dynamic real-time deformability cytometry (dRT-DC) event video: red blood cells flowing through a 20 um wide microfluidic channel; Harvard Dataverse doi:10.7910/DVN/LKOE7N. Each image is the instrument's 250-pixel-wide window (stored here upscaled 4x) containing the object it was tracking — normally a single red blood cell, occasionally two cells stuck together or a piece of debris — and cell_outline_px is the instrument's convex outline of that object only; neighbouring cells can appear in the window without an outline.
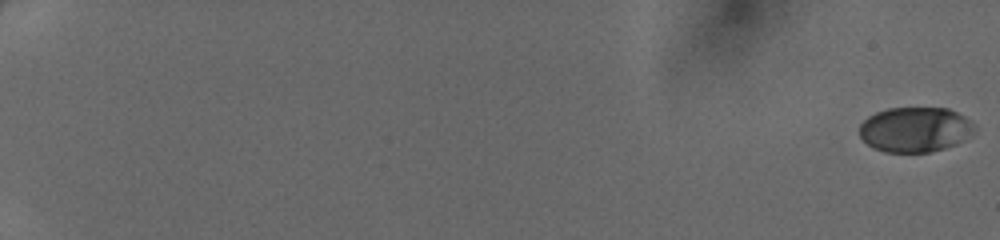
{"species": "human", "species_latin": "Homo sapiens", "temperature_condition": "cold", "stored_images_in_passage": 49, "camera_frame_rate_fps": 3000, "um_per_image_px": 0.085, "donor": {"sex": "female"}, "frame": {"image": 1, "passage_image": 1, "time_ms": 0.0, "image_size_px": [1000, 240], "cell_outline_px": [[976, 128], [964, 140], [956, 144], [932, 152], [884, 152], [872, 148], [860, 136], [860, 124], [868, 116], [876, 112], [888, 108], [948, 108], [964, 116], [976, 124]], "centroid_in_image_um": [77.79, 11.01], "position_along_channel_um": 7.2, "area_um2": 30.29}}
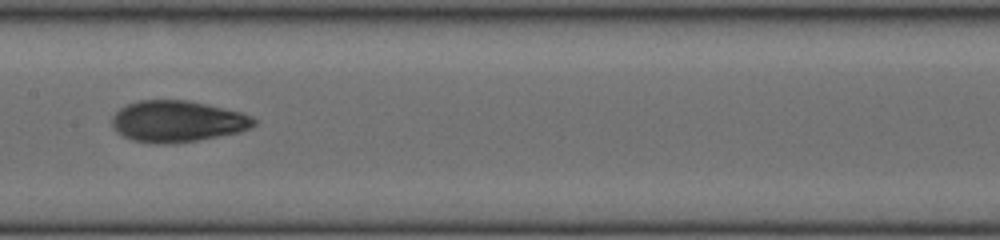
{"frame": {"image": 2, "passage_image": 30, "time_ms": 9.667, "image_size_px": [1000, 240], "cell_outline_px": [[260, 120], [256, 124], [240, 132], [196, 140], [172, 144], [160, 144], [132, 140], [116, 132], [112, 128], [112, 116], [120, 108], [128, 104], [140, 100], [188, 100], [208, 104], [244, 112]], "centroid_in_image_um": [15.11, 10.31], "position_along_channel_um": 192.3, "area_um2": 34.51}}
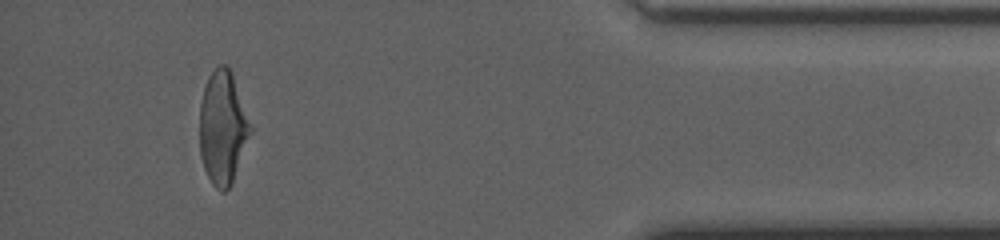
{"frame": {"image": 3, "passage_image": 48, "time_ms": 15.667, "image_size_px": [1000, 240], "cell_outline_px": [[252, 132], [232, 184], [224, 192], [220, 192], [212, 184], [204, 168], [200, 152], [200, 104], [204, 88], [208, 76], [216, 64], [228, 64], [232, 72], [252, 128]], "centroid_in_image_um": [18.94, 10.84], "position_along_channel_um": 416.3, "area_um2": 33.76}}